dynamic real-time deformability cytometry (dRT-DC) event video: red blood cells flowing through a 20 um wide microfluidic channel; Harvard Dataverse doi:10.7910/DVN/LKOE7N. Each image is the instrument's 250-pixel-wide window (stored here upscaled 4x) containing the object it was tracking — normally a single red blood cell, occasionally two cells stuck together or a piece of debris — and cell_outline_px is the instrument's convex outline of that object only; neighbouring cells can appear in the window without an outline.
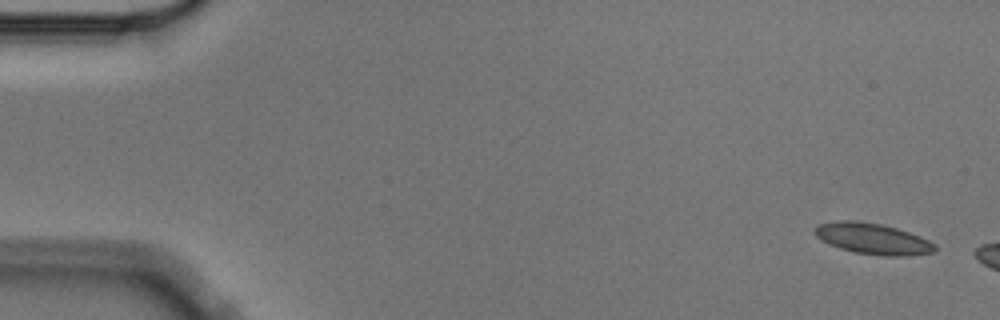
{"species": "Egyptian fruit bat (a non-hibernating species)", "species_latin": "Rousettus aegyptiacus", "temperature_condition": "cold", "stored_images_in_passage": 3, "camera_frame_rate_fps": 3000, "um_per_image_px": 0.085, "animal": {"sex": "male"}, "frame": {"image": 1, "passage_image": 1, "time_ms": 0.0, "image_size_px": [1000, 320], "cell_outline_px": [[936, 252], [908, 256], [884, 256], [856, 252], [840, 248], [828, 244], [816, 236], [816, 224], [836, 220], [852, 220], [880, 224], [896, 228], [920, 236], [936, 244]], "centroid_in_image_um": [74.2, 20.29], "position_along_channel_um": 10.8, "area_um2": 21.68}}